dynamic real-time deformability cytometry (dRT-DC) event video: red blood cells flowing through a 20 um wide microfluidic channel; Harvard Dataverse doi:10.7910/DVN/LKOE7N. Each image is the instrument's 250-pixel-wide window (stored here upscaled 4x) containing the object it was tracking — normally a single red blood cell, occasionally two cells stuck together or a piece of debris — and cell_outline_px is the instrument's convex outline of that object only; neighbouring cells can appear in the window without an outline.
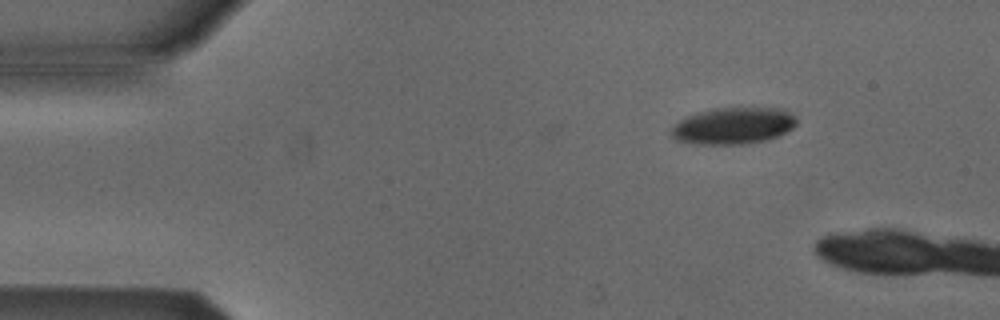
{"species": "Egyptian fruit bat (a non-hibernating species)", "species_latin": "Rousettus aegyptiacus", "temperature_condition": "cold", "stored_images_in_passage": 2, "camera_frame_rate_fps": 3000, "um_per_image_px": 0.085, "animal": {"sex": "male"}, "frame": {"image": 1, "passage_image": 1, "time_ms": 0.0, "image_size_px": [1000, 320], "cell_outline_px": [[796, 124], [792, 128], [776, 136], [764, 140], [744, 144], [696, 144], [676, 140], [668, 132], [680, 120], [696, 112], [712, 108], [784, 108], [792, 112], [796, 116]], "centroid_in_image_um": [62.32, 10.68], "position_along_channel_um": 22.7, "area_um2": 26.82}}